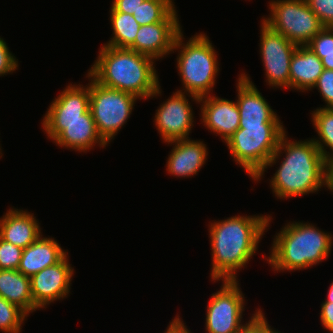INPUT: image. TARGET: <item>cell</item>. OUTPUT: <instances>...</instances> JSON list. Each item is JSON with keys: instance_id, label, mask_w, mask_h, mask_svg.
Segmentation results:
<instances>
[{"instance_id": "obj_1", "label": "cell", "mask_w": 333, "mask_h": 333, "mask_svg": "<svg viewBox=\"0 0 333 333\" xmlns=\"http://www.w3.org/2000/svg\"><path fill=\"white\" fill-rule=\"evenodd\" d=\"M270 221V215H235L209 225L212 281L238 280L237 270L246 266L256 253Z\"/></svg>"}, {"instance_id": "obj_2", "label": "cell", "mask_w": 333, "mask_h": 333, "mask_svg": "<svg viewBox=\"0 0 333 333\" xmlns=\"http://www.w3.org/2000/svg\"><path fill=\"white\" fill-rule=\"evenodd\" d=\"M286 133L282 135L277 149L266 165L268 168L276 164L279 156L285 152V158L270 181L273 193L284 200L315 193L321 187H327L328 165L313 138L291 141Z\"/></svg>"}, {"instance_id": "obj_3", "label": "cell", "mask_w": 333, "mask_h": 333, "mask_svg": "<svg viewBox=\"0 0 333 333\" xmlns=\"http://www.w3.org/2000/svg\"><path fill=\"white\" fill-rule=\"evenodd\" d=\"M154 61L128 48L103 45L88 74L102 86L147 100L161 94Z\"/></svg>"}, {"instance_id": "obj_4", "label": "cell", "mask_w": 333, "mask_h": 333, "mask_svg": "<svg viewBox=\"0 0 333 333\" xmlns=\"http://www.w3.org/2000/svg\"><path fill=\"white\" fill-rule=\"evenodd\" d=\"M279 232L267 258L274 271L307 269L331 253L332 235L310 223L289 222Z\"/></svg>"}, {"instance_id": "obj_5", "label": "cell", "mask_w": 333, "mask_h": 333, "mask_svg": "<svg viewBox=\"0 0 333 333\" xmlns=\"http://www.w3.org/2000/svg\"><path fill=\"white\" fill-rule=\"evenodd\" d=\"M209 37L203 33L194 35L186 44L182 31L177 35L173 46L179 50L177 70L183 83L184 93L199 103V99L208 96L215 85L219 73L218 55Z\"/></svg>"}, {"instance_id": "obj_6", "label": "cell", "mask_w": 333, "mask_h": 333, "mask_svg": "<svg viewBox=\"0 0 333 333\" xmlns=\"http://www.w3.org/2000/svg\"><path fill=\"white\" fill-rule=\"evenodd\" d=\"M282 124L239 126L225 142L232 158L254 181H260L267 162L278 147L285 133Z\"/></svg>"}, {"instance_id": "obj_7", "label": "cell", "mask_w": 333, "mask_h": 333, "mask_svg": "<svg viewBox=\"0 0 333 333\" xmlns=\"http://www.w3.org/2000/svg\"><path fill=\"white\" fill-rule=\"evenodd\" d=\"M263 21L297 46H307L324 27L306 0H272Z\"/></svg>"}, {"instance_id": "obj_8", "label": "cell", "mask_w": 333, "mask_h": 333, "mask_svg": "<svg viewBox=\"0 0 333 333\" xmlns=\"http://www.w3.org/2000/svg\"><path fill=\"white\" fill-rule=\"evenodd\" d=\"M90 106L97 131L108 144L126 124L132 114L137 96L100 85L89 74Z\"/></svg>"}, {"instance_id": "obj_9", "label": "cell", "mask_w": 333, "mask_h": 333, "mask_svg": "<svg viewBox=\"0 0 333 333\" xmlns=\"http://www.w3.org/2000/svg\"><path fill=\"white\" fill-rule=\"evenodd\" d=\"M221 289L213 293L206 310L207 333H240L245 300L237 280H222Z\"/></svg>"}, {"instance_id": "obj_10", "label": "cell", "mask_w": 333, "mask_h": 333, "mask_svg": "<svg viewBox=\"0 0 333 333\" xmlns=\"http://www.w3.org/2000/svg\"><path fill=\"white\" fill-rule=\"evenodd\" d=\"M260 55L269 86L289 89L290 63L298 47L283 34L273 31L263 21L261 23Z\"/></svg>"}, {"instance_id": "obj_11", "label": "cell", "mask_w": 333, "mask_h": 333, "mask_svg": "<svg viewBox=\"0 0 333 333\" xmlns=\"http://www.w3.org/2000/svg\"><path fill=\"white\" fill-rule=\"evenodd\" d=\"M45 133L61 147L87 152L99 143L108 145L99 135L91 110L82 115V119L73 121H42Z\"/></svg>"}, {"instance_id": "obj_12", "label": "cell", "mask_w": 333, "mask_h": 333, "mask_svg": "<svg viewBox=\"0 0 333 333\" xmlns=\"http://www.w3.org/2000/svg\"><path fill=\"white\" fill-rule=\"evenodd\" d=\"M188 100L186 93L178 90L156 110L154 122L165 142L189 138L194 114Z\"/></svg>"}, {"instance_id": "obj_13", "label": "cell", "mask_w": 333, "mask_h": 333, "mask_svg": "<svg viewBox=\"0 0 333 333\" xmlns=\"http://www.w3.org/2000/svg\"><path fill=\"white\" fill-rule=\"evenodd\" d=\"M73 274L74 269L66 254L58 263L30 278L33 301L38 310L68 296Z\"/></svg>"}, {"instance_id": "obj_14", "label": "cell", "mask_w": 333, "mask_h": 333, "mask_svg": "<svg viewBox=\"0 0 333 333\" xmlns=\"http://www.w3.org/2000/svg\"><path fill=\"white\" fill-rule=\"evenodd\" d=\"M176 9L163 21L139 28L134 44L129 48L153 59L164 58L173 51L177 35L182 31Z\"/></svg>"}, {"instance_id": "obj_15", "label": "cell", "mask_w": 333, "mask_h": 333, "mask_svg": "<svg viewBox=\"0 0 333 333\" xmlns=\"http://www.w3.org/2000/svg\"><path fill=\"white\" fill-rule=\"evenodd\" d=\"M236 103L240 114L239 126H261V124H282L276 112L270 107L256 85L245 73L239 74Z\"/></svg>"}, {"instance_id": "obj_16", "label": "cell", "mask_w": 333, "mask_h": 333, "mask_svg": "<svg viewBox=\"0 0 333 333\" xmlns=\"http://www.w3.org/2000/svg\"><path fill=\"white\" fill-rule=\"evenodd\" d=\"M201 106V122L211 132L220 135L227 141L238 129L240 114L236 101H230L217 96H204L199 99Z\"/></svg>"}, {"instance_id": "obj_17", "label": "cell", "mask_w": 333, "mask_h": 333, "mask_svg": "<svg viewBox=\"0 0 333 333\" xmlns=\"http://www.w3.org/2000/svg\"><path fill=\"white\" fill-rule=\"evenodd\" d=\"M175 145L167 159V171L177 177H192L207 160V146L200 140L179 139L167 142Z\"/></svg>"}, {"instance_id": "obj_18", "label": "cell", "mask_w": 333, "mask_h": 333, "mask_svg": "<svg viewBox=\"0 0 333 333\" xmlns=\"http://www.w3.org/2000/svg\"><path fill=\"white\" fill-rule=\"evenodd\" d=\"M89 85V86H88ZM68 85L51 102L43 121H73L82 119L90 106V83Z\"/></svg>"}, {"instance_id": "obj_19", "label": "cell", "mask_w": 333, "mask_h": 333, "mask_svg": "<svg viewBox=\"0 0 333 333\" xmlns=\"http://www.w3.org/2000/svg\"><path fill=\"white\" fill-rule=\"evenodd\" d=\"M41 228L27 210L9 209L0 219V238L25 249L41 236Z\"/></svg>"}, {"instance_id": "obj_20", "label": "cell", "mask_w": 333, "mask_h": 333, "mask_svg": "<svg viewBox=\"0 0 333 333\" xmlns=\"http://www.w3.org/2000/svg\"><path fill=\"white\" fill-rule=\"evenodd\" d=\"M67 253L54 238L42 235L23 249L18 271L31 278L44 268L58 263Z\"/></svg>"}, {"instance_id": "obj_21", "label": "cell", "mask_w": 333, "mask_h": 333, "mask_svg": "<svg viewBox=\"0 0 333 333\" xmlns=\"http://www.w3.org/2000/svg\"><path fill=\"white\" fill-rule=\"evenodd\" d=\"M323 70L321 59L308 46H298L290 63L289 89L313 90Z\"/></svg>"}, {"instance_id": "obj_22", "label": "cell", "mask_w": 333, "mask_h": 333, "mask_svg": "<svg viewBox=\"0 0 333 333\" xmlns=\"http://www.w3.org/2000/svg\"><path fill=\"white\" fill-rule=\"evenodd\" d=\"M0 296L27 315L38 309L33 301L30 278L18 270H0Z\"/></svg>"}, {"instance_id": "obj_23", "label": "cell", "mask_w": 333, "mask_h": 333, "mask_svg": "<svg viewBox=\"0 0 333 333\" xmlns=\"http://www.w3.org/2000/svg\"><path fill=\"white\" fill-rule=\"evenodd\" d=\"M110 10L113 37L104 45L129 49L135 42L140 25L133 15L117 12L112 6Z\"/></svg>"}, {"instance_id": "obj_24", "label": "cell", "mask_w": 333, "mask_h": 333, "mask_svg": "<svg viewBox=\"0 0 333 333\" xmlns=\"http://www.w3.org/2000/svg\"><path fill=\"white\" fill-rule=\"evenodd\" d=\"M312 112V123L320 140L313 139L327 165L333 163V108L319 107ZM326 146V147H325ZM327 147L331 153L327 152Z\"/></svg>"}, {"instance_id": "obj_25", "label": "cell", "mask_w": 333, "mask_h": 333, "mask_svg": "<svg viewBox=\"0 0 333 333\" xmlns=\"http://www.w3.org/2000/svg\"><path fill=\"white\" fill-rule=\"evenodd\" d=\"M175 9L173 0H144L133 17L140 26L149 25L165 20Z\"/></svg>"}, {"instance_id": "obj_26", "label": "cell", "mask_w": 333, "mask_h": 333, "mask_svg": "<svg viewBox=\"0 0 333 333\" xmlns=\"http://www.w3.org/2000/svg\"><path fill=\"white\" fill-rule=\"evenodd\" d=\"M28 315L17 305L0 296V330L5 333H20Z\"/></svg>"}, {"instance_id": "obj_27", "label": "cell", "mask_w": 333, "mask_h": 333, "mask_svg": "<svg viewBox=\"0 0 333 333\" xmlns=\"http://www.w3.org/2000/svg\"><path fill=\"white\" fill-rule=\"evenodd\" d=\"M23 249L0 238V270H17Z\"/></svg>"}, {"instance_id": "obj_28", "label": "cell", "mask_w": 333, "mask_h": 333, "mask_svg": "<svg viewBox=\"0 0 333 333\" xmlns=\"http://www.w3.org/2000/svg\"><path fill=\"white\" fill-rule=\"evenodd\" d=\"M307 46L314 53L333 52V27H323Z\"/></svg>"}, {"instance_id": "obj_29", "label": "cell", "mask_w": 333, "mask_h": 333, "mask_svg": "<svg viewBox=\"0 0 333 333\" xmlns=\"http://www.w3.org/2000/svg\"><path fill=\"white\" fill-rule=\"evenodd\" d=\"M324 27H333V0H306Z\"/></svg>"}, {"instance_id": "obj_30", "label": "cell", "mask_w": 333, "mask_h": 333, "mask_svg": "<svg viewBox=\"0 0 333 333\" xmlns=\"http://www.w3.org/2000/svg\"><path fill=\"white\" fill-rule=\"evenodd\" d=\"M313 88H317L325 103L326 108H333V70L324 69Z\"/></svg>"}, {"instance_id": "obj_31", "label": "cell", "mask_w": 333, "mask_h": 333, "mask_svg": "<svg viewBox=\"0 0 333 333\" xmlns=\"http://www.w3.org/2000/svg\"><path fill=\"white\" fill-rule=\"evenodd\" d=\"M255 311L240 333H275L277 330L271 328L262 310L259 308Z\"/></svg>"}, {"instance_id": "obj_32", "label": "cell", "mask_w": 333, "mask_h": 333, "mask_svg": "<svg viewBox=\"0 0 333 333\" xmlns=\"http://www.w3.org/2000/svg\"><path fill=\"white\" fill-rule=\"evenodd\" d=\"M10 52L4 39L0 37V76L13 73L19 66L16 57Z\"/></svg>"}, {"instance_id": "obj_33", "label": "cell", "mask_w": 333, "mask_h": 333, "mask_svg": "<svg viewBox=\"0 0 333 333\" xmlns=\"http://www.w3.org/2000/svg\"><path fill=\"white\" fill-rule=\"evenodd\" d=\"M320 320L323 328L333 333V302L321 304Z\"/></svg>"}, {"instance_id": "obj_34", "label": "cell", "mask_w": 333, "mask_h": 333, "mask_svg": "<svg viewBox=\"0 0 333 333\" xmlns=\"http://www.w3.org/2000/svg\"><path fill=\"white\" fill-rule=\"evenodd\" d=\"M144 0H113L112 7L117 12L133 15Z\"/></svg>"}, {"instance_id": "obj_35", "label": "cell", "mask_w": 333, "mask_h": 333, "mask_svg": "<svg viewBox=\"0 0 333 333\" xmlns=\"http://www.w3.org/2000/svg\"><path fill=\"white\" fill-rule=\"evenodd\" d=\"M179 317V315L175 316L164 333H190V330H188L187 326L181 320V317Z\"/></svg>"}, {"instance_id": "obj_36", "label": "cell", "mask_w": 333, "mask_h": 333, "mask_svg": "<svg viewBox=\"0 0 333 333\" xmlns=\"http://www.w3.org/2000/svg\"><path fill=\"white\" fill-rule=\"evenodd\" d=\"M315 54L321 59L324 69L333 70V52Z\"/></svg>"}, {"instance_id": "obj_37", "label": "cell", "mask_w": 333, "mask_h": 333, "mask_svg": "<svg viewBox=\"0 0 333 333\" xmlns=\"http://www.w3.org/2000/svg\"><path fill=\"white\" fill-rule=\"evenodd\" d=\"M327 188L333 192V163L328 165Z\"/></svg>"}, {"instance_id": "obj_38", "label": "cell", "mask_w": 333, "mask_h": 333, "mask_svg": "<svg viewBox=\"0 0 333 333\" xmlns=\"http://www.w3.org/2000/svg\"><path fill=\"white\" fill-rule=\"evenodd\" d=\"M327 298L325 299L324 302H333V281L332 283L330 284V287L327 291Z\"/></svg>"}]
</instances>
